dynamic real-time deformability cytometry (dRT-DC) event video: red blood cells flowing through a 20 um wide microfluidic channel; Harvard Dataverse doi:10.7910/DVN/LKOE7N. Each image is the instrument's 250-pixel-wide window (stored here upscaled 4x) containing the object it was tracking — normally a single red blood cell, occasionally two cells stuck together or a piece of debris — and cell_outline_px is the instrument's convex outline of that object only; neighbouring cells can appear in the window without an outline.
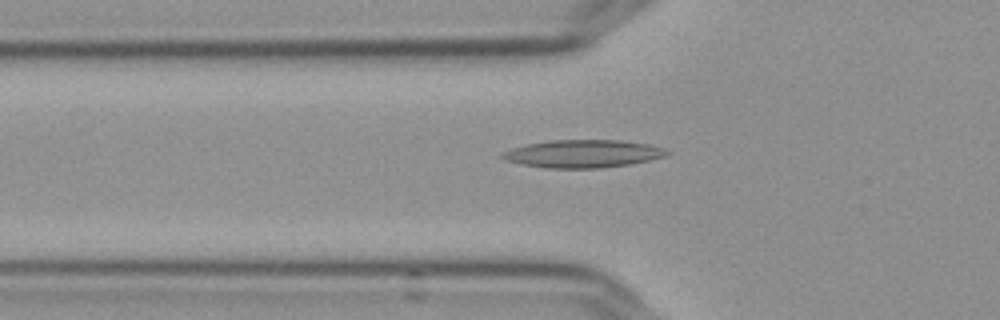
{"species": "Egyptian fruit bat (a non-hibernating species)", "species_latin": "Rousettus aegyptiacus", "temperature_condition": "cold", "stored_images_in_passage": 46, "camera_frame_rate_fps": 3000, "um_per_image_px": 0.085, "frame": {"image": 1, "passage_image": 10, "time_ms": 3.0, "image_size_px": [1000, 320], "cell_outline_px": [[668, 152], [664, 156], [648, 160], [628, 164], [600, 168], [544, 168], [520, 164], [508, 160], [500, 156], [500, 152], [512, 148], [528, 144], [552, 140], [620, 140], [648, 144], [664, 148]], "centroid_in_image_um": [49.5, 13.06], "position_along_channel_um": 76.3, "area_um2": 26.41}}
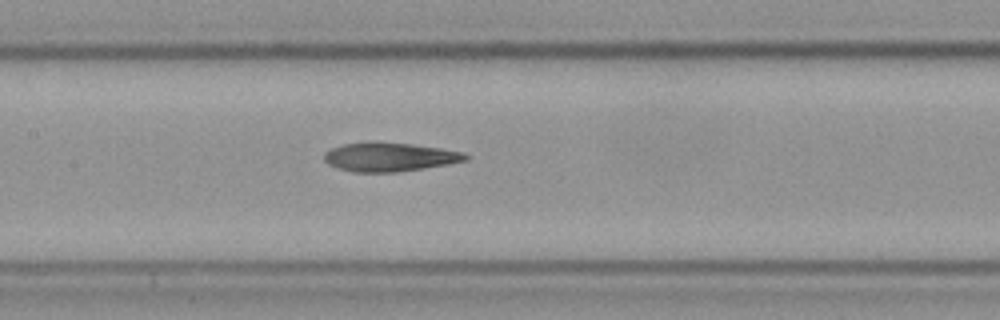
{"frame": {"image": 2, "passage_image": 18, "time_ms": 5.667, "image_size_px": [1000, 320], "cell_outline_px": [[468, 160], [448, 164], [424, 168], [396, 172], [352, 172], [328, 164], [324, 160], [324, 152], [332, 148], [344, 144], [412, 144], [440, 148], [464, 152], [468, 156]], "centroid_in_image_um": [33.15, 13.38], "position_along_channel_um": 174.3, "area_um2": 23.0}}
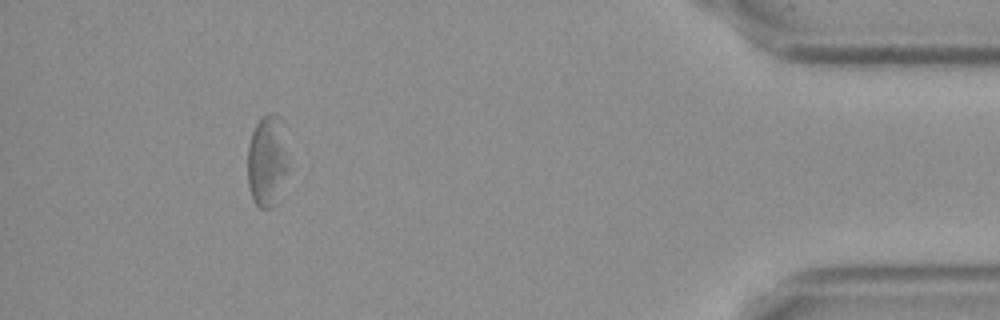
{"frame": {"image": 3, "passage_image": 42, "time_ms": 13.667, "image_size_px": [1000, 320], "cell_outline_px": [[288, 152], [284, 172], [276, 204], [272, 208], [260, 208], [256, 204], [252, 196], [248, 184], [248, 144], [252, 132], [256, 124], [268, 112], [276, 112], [284, 120]], "centroid_in_image_um": [22.71, 13.57], "position_along_channel_um": 412.5, "area_um2": 21.73}, "authors_computed_cell_mechanics": {"area_um2": 23.6402, "velocity_mm_per_s": 3.6237, "shape_relaxation_time_tau1_ms": null, "shape_relaxation_time_tau2_ms": 3.685, "deformation_change_tau1": null, "deformation_change_tau2": 0.1442}}